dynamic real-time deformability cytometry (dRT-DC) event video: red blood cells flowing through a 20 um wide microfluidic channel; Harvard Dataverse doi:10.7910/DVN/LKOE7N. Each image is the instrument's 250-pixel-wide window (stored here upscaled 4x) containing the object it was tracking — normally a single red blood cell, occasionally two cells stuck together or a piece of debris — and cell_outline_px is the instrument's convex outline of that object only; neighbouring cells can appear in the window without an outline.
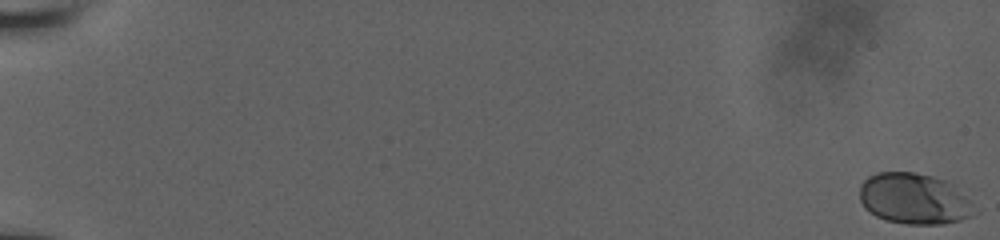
{"species": "human", "species_latin": "Homo sapiens", "temperature_condition": "room temperature", "stored_images_in_passage": 32, "camera_frame_rate_fps": 3000, "um_per_image_px": 0.085, "donor": {"sex": "male"}, "frame": {"image": 1, "passage_image": 1, "time_ms": 0.0, "image_size_px": [1000, 240], "cell_outline_px": [[980, 212], [972, 216], [960, 220], [944, 224], [908, 224], [884, 220], [876, 216], [864, 208], [860, 200], [860, 184], [868, 176], [876, 172], [912, 172], [932, 176], [944, 180], [952, 184]], "centroid_in_image_um": [77.69, 16.9], "position_along_channel_um": 7.3, "area_um2": 34.22}}
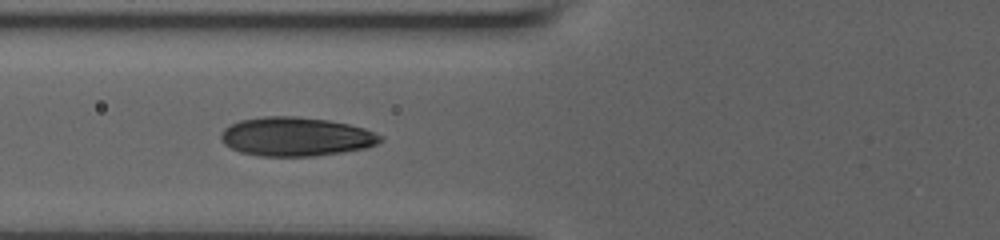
{"frame": {"image": 2, "passage_image": 23, "time_ms": 8.333, "image_size_px": [1000, 240], "cell_outline_px": [[384, 140], [376, 144], [364, 148], [316, 156], [260, 156], [240, 152], [224, 144], [220, 136], [220, 132], [228, 124], [240, 120], [264, 116], [296, 116], [328, 120], [348, 124], [364, 128], [384, 136]], "centroid_in_image_um": [25.13, 11.61], "position_along_channel_um": 100.7, "area_um2": 36.3}}
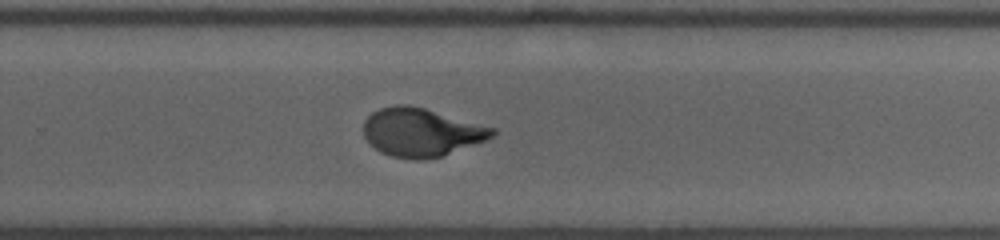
{"frame": {"image": 3, "passage_image": 32, "time_ms": 13.333, "image_size_px": [1000, 240], "cell_outline_px": [[496, 132], [492, 136], [484, 140], [440, 156], [424, 160], [416, 160], [392, 156], [380, 152], [364, 136], [364, 120], [372, 112], [380, 108], [396, 104], [408, 104], [424, 108], [496, 128]], "centroid_in_image_um": [35.78, 11.23], "position_along_channel_um": 294.0, "area_um2": 35.84}}